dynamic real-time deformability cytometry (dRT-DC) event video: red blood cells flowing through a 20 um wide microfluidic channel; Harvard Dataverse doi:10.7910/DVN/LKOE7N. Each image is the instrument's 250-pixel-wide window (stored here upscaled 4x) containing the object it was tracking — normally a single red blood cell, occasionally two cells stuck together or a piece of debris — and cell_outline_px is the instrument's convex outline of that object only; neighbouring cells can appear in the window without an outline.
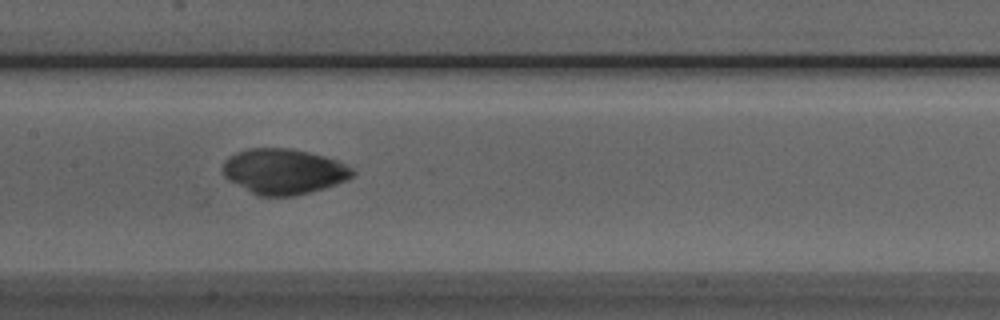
{"species": "Egyptian fruit bat (a non-hibernating species)", "species_latin": "Rousettus aegyptiacus", "temperature_condition": "room temperature", "stored_images_in_passage": 51, "camera_frame_rate_fps": 3000, "um_per_image_px": 0.085, "animal": {"sex": "male"}, "frame": {"image": 1, "passage_image": 24, "time_ms": 7.667, "image_size_px": [1000, 320], "cell_outline_px": [[356, 172], [348, 180], [324, 188], [296, 196], [256, 196], [228, 180], [224, 176], [220, 168], [224, 160], [236, 152], [248, 148], [292, 148], [324, 156], [336, 160], [352, 168]], "centroid_in_image_um": [24.07, 14.58], "position_along_channel_um": 183.3, "area_um2": 34.68}}
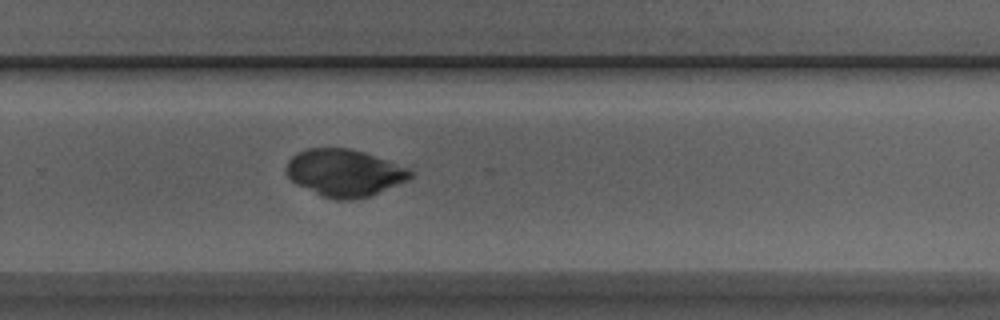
{"frame": {"image": 2, "passage_image": 33, "time_ms": 10.667, "image_size_px": [1000, 320], "cell_outline_px": [[412, 176], [408, 180], [372, 196], [352, 200], [332, 200], [320, 196], [296, 184], [288, 176], [288, 160], [296, 152], [308, 148], [348, 148], [364, 152], [388, 160], [408, 168], [412, 172]], "centroid_in_image_um": [29.29, 14.71], "position_along_channel_um": 300.5, "area_um2": 34.28}}
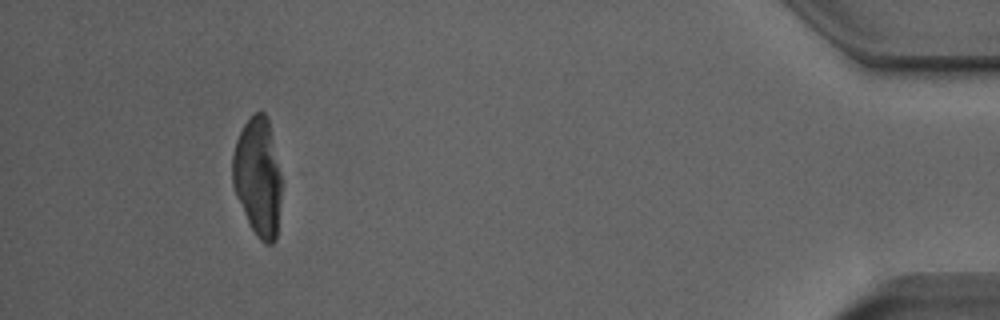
{"frame": {"image": 3, "passage_image": 47, "time_ms": 15.333, "image_size_px": [1000, 320], "cell_outline_px": [[280, 200], [276, 240], [272, 244], [264, 244], [256, 236], [236, 196], [232, 184], [232, 152], [236, 140], [244, 124], [260, 108], [264, 112], [268, 120], [280, 176]], "centroid_in_image_um": [21.89, 15.05], "position_along_channel_um": 413.3, "area_um2": 33.41}}